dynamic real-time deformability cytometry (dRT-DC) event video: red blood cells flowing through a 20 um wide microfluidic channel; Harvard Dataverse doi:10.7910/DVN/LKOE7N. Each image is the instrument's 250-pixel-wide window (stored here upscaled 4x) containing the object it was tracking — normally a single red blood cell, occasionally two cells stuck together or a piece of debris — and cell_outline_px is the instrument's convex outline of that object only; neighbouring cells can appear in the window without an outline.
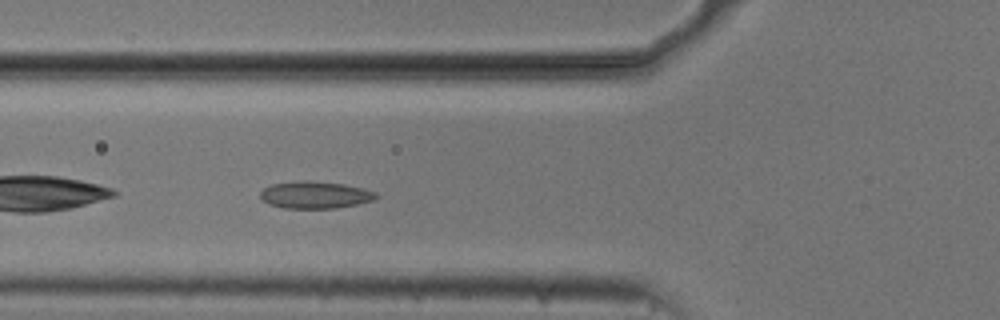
{"species": "common noctule bat (a hibernating species)", "species_latin": "Nyctalus noctula", "temperature_condition": "cold", "stored_images_in_passage": 38, "camera_frame_rate_fps": 3000, "um_per_image_px": 0.085, "animal": {"sex": "male", "body_mass_g": 20.5, "forearm_length_mm": 52.5}, "frame": {"image": 1, "passage_image": 4, "time_ms": 1.0, "image_size_px": [1000, 320], "cell_outline_px": [[380, 196], [372, 200], [356, 204], [336, 208], [284, 208], [268, 204], [260, 196], [260, 192], [264, 188], [272, 184], [296, 180], [312, 180], [344, 184], [364, 188], [376, 192]], "centroid_in_image_um": [26.78, 16.55], "position_along_channel_um": 99.0, "area_um2": 18.44}}
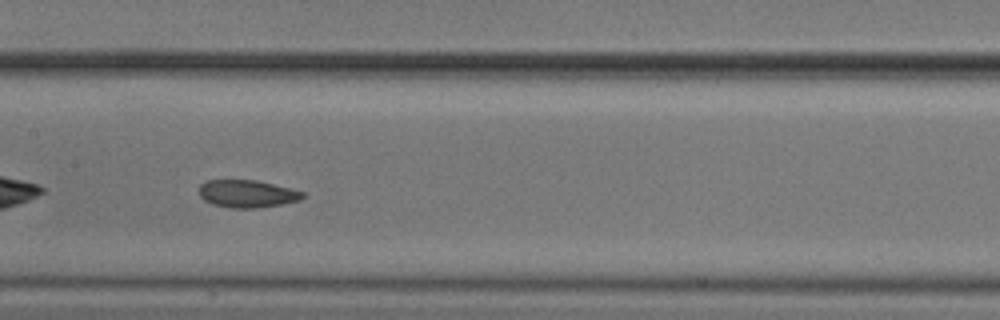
{"frame": {"image": 2, "passage_image": 11, "time_ms": 3.333, "image_size_px": [1000, 320], "cell_outline_px": [[308, 192], [300, 200], [280, 204], [256, 208], [228, 208], [212, 204], [204, 200], [200, 196], [200, 184], [208, 180], [256, 180]], "centroid_in_image_um": [21.03, 16.47], "position_along_channel_um": 186.4, "area_um2": 16.7}}
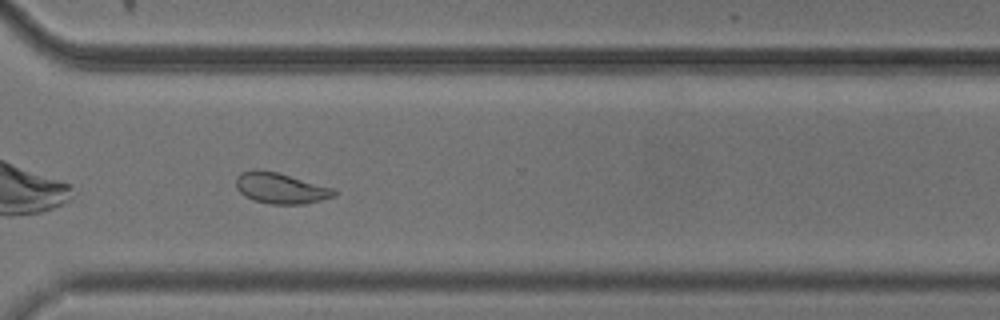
{"frame": {"image": 3, "passage_image": 24, "time_ms": 7.667, "image_size_px": [1000, 320], "cell_outline_px": [[336, 196], [304, 204], [268, 204], [252, 200], [244, 196], [236, 188], [236, 176], [240, 172], [252, 168], [260, 168], [276, 172], [332, 188], [336, 192]], "centroid_in_image_um": [23.77, 15.98], "position_along_channel_um": 346.8, "area_um2": 17.74}, "authors_computed_cell_mechanics": {"area_um2": 17.8313, "velocity_mm_per_s": 3.7093, "shape_relaxation_time_tau1_ms": 4.5492, "shape_relaxation_time_tau2_ms": 2.0009, "deformation_change_tau1": 0.1208, "deformation_change_tau2": 0.0698}}